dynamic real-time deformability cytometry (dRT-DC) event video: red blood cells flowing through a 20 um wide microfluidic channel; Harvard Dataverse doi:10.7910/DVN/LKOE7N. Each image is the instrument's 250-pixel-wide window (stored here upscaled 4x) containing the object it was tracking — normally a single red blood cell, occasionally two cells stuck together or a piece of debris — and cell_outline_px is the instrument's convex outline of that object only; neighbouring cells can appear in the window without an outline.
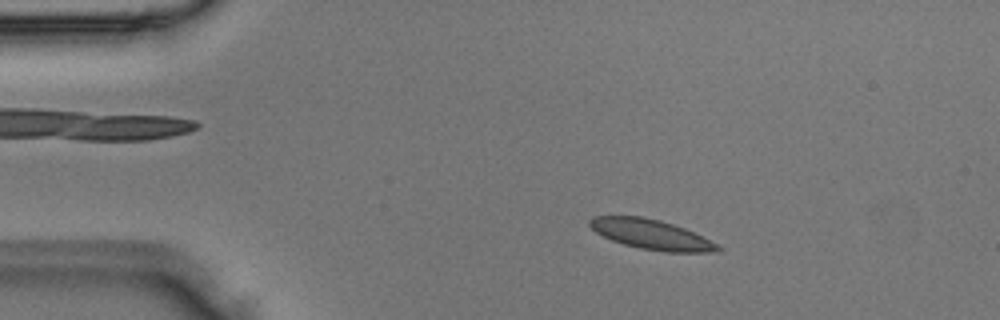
{"species": "Egyptian fruit bat (a non-hibernating species)", "species_latin": "Rousettus aegyptiacus", "temperature_condition": "room temperature", "stored_images_in_passage": 48, "camera_frame_rate_fps": 3000, "um_per_image_px": 0.085, "animal": {"sex": "male"}, "frame": {"image": 1, "passage_image": 8, "time_ms": 2.333, "image_size_px": [1000, 320], "cell_outline_px": [[724, 248], [720, 252], [664, 252], [640, 248], [624, 244], [612, 240], [596, 232], [588, 224], [588, 220], [592, 216], [644, 216], [660, 220], [684, 228]], "centroid_in_image_um": [55.34, 19.92], "position_along_channel_um": 29.7, "area_um2": 22.14}}
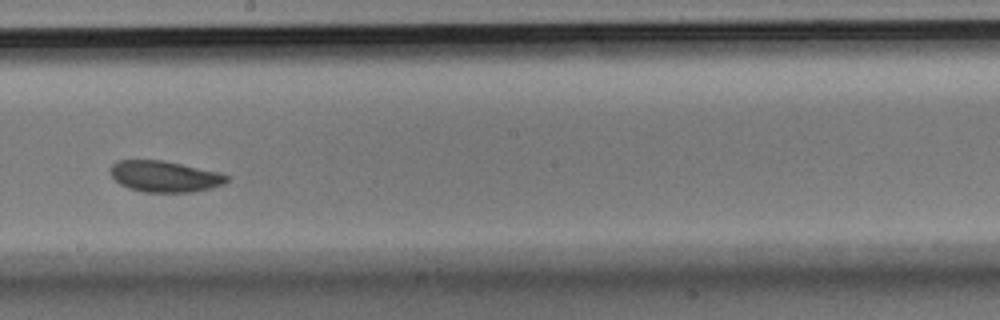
{"frame": {"image": 2, "passage_image": 27, "time_ms": 8.667, "image_size_px": [1000, 320], "cell_outline_px": [[228, 180], [224, 184], [212, 188], [192, 192], [144, 192], [128, 188], [120, 184], [112, 176], [112, 164], [116, 160], [164, 160], [220, 172], [228, 176]], "centroid_in_image_um": [14.02, 14.99], "position_along_channel_um": 234.2, "area_um2": 21.15}}
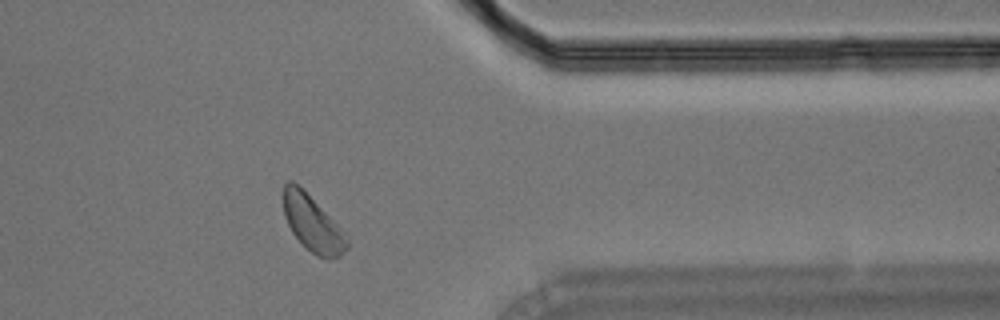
{"frame": {"image": 3, "passage_image": 39, "time_ms": 12.667, "image_size_px": [1000, 320], "cell_outline_px": [[348, 248], [340, 256], [316, 256], [292, 232], [284, 216], [280, 196], [284, 184], [288, 180], [292, 180], [336, 224], [348, 240]], "centroid_in_image_um": [26.47, 18.95], "position_along_channel_um": 384.9, "area_um2": 19.88}}